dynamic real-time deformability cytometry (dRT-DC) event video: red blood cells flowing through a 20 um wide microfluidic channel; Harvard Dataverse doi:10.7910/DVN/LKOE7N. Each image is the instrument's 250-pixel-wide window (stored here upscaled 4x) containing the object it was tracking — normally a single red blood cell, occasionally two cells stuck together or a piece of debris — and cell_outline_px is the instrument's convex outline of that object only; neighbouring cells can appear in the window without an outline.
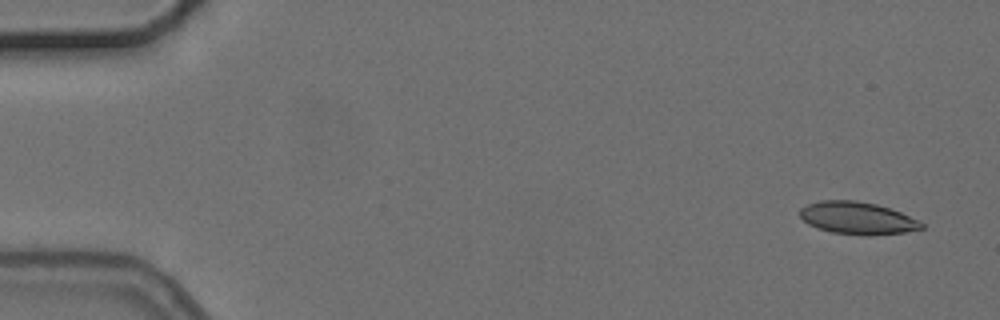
{"species": "common noctule bat (a hibernating species)", "species_latin": "Nyctalus noctula", "temperature_condition": "cold", "stored_images_in_passage": 4, "camera_frame_rate_fps": 3000, "um_per_image_px": 0.085, "animal": {"sex": "female", "body_mass_g": 24.6, "forearm_length_mm": 56.2}, "frame": {"image": 1, "passage_image": 1, "time_ms": 0.0, "image_size_px": [1000, 320], "cell_outline_px": [[924, 228], [904, 232], [868, 236], [832, 232], [808, 224], [800, 216], [800, 208], [808, 204], [820, 200], [856, 200], [876, 204], [900, 212], [924, 224]], "centroid_in_image_um": [72.86, 18.53], "position_along_channel_um": 12.1, "area_um2": 22.72}}